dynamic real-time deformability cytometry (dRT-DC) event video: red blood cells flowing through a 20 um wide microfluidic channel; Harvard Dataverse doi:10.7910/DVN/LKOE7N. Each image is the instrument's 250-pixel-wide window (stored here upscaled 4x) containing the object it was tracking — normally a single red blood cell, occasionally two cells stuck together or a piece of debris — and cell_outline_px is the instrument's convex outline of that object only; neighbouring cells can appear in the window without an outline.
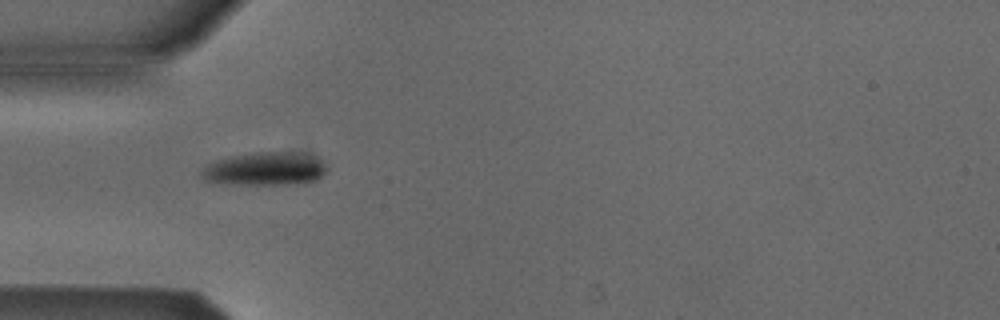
{"species": "Egyptian fruit bat (a non-hibernating species)", "species_latin": "Rousettus aegyptiacus", "temperature_condition": "cold", "stored_images_in_passage": 5, "camera_frame_rate_fps": 3000, "um_per_image_px": 0.085, "animal": {"sex": "male"}, "frame": {"image": 1, "passage_image": 4, "time_ms": 1.0, "image_size_px": [1000, 320], "cell_outline_px": [[328, 168], [316, 180], [296, 184], [236, 184], [204, 180], [200, 176], [200, 172], [204, 164], [216, 160], [232, 156], [260, 152], [304, 152], [320, 160]], "centroid_in_image_um": [22.5, 14.35], "position_along_channel_um": 62.5, "area_um2": 24.22}}
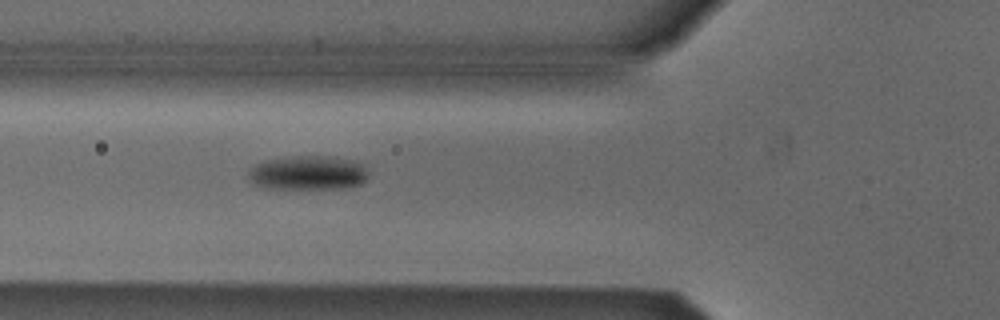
{"frame": {"image": 2, "passage_image": 5, "time_ms": 1.333, "image_size_px": [1000, 320], "cell_outline_px": [[368, 176], [360, 184], [348, 188], [268, 188], [256, 184], [248, 180], [248, 168], [264, 160], [296, 156], [336, 156], [356, 160], [364, 164], [368, 172]], "centroid_in_image_um": [26.21, 14.67], "position_along_channel_um": 99.6, "area_um2": 24.22}}